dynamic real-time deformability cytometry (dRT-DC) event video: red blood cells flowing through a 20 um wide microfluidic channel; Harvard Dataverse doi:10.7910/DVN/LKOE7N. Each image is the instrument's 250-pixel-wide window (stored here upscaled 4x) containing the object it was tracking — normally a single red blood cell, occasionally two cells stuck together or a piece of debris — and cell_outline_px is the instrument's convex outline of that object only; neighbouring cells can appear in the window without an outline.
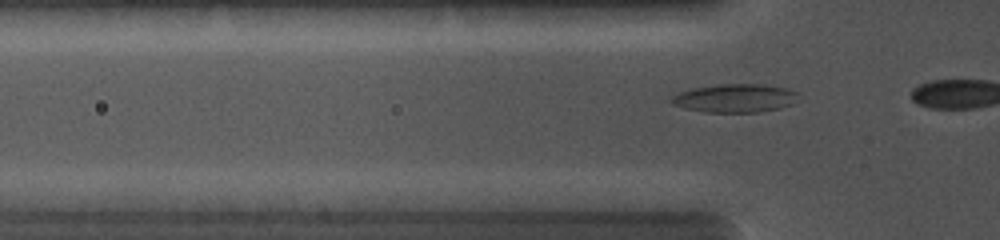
{"species": "common noctule bat (a hibernating species)", "species_latin": "Nyctalus noctula", "temperature_condition": "cold", "stored_images_in_passage": 10, "camera_frame_rate_fps": 5000, "um_per_image_px": 0.085, "animal": {"sex": "female", "body_mass_g": 19.0, "forearm_length_mm": 56.7}, "frame": {"image": 1, "passage_image": 7, "time_ms": 1.4, "image_size_px": [1000, 240], "cell_outline_px": [[796, 92], [792, 104], [780, 108], [756, 112], [704, 112], [684, 108], [672, 104], [668, 100], [672, 96], [680, 92], [692, 88], [720, 84], [764, 84], [788, 88]], "centroid_in_image_um": [62.41, 8.34], "position_along_channel_um": 63.4, "area_um2": 20.92}}